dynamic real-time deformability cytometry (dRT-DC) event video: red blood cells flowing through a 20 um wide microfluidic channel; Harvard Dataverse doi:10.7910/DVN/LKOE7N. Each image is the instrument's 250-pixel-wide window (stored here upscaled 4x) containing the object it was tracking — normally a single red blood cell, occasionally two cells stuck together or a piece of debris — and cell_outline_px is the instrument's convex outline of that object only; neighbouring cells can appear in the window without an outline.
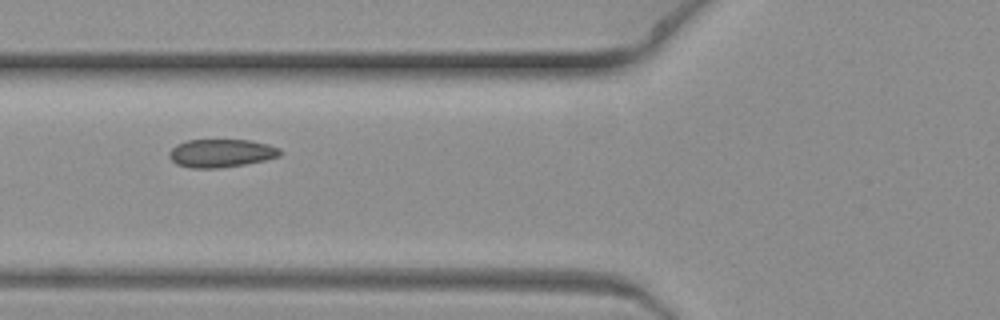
{"species": "common noctule bat (a hibernating species)", "species_latin": "Nyctalus noctula", "temperature_condition": "warm", "stored_images_in_passage": 10, "camera_frame_rate_fps": 3000, "um_per_image_px": 0.085, "animal": {"sex": "female", "body_mass_g": 19.3, "forearm_length_mm": 54.1}, "frame": {"image": 1, "passage_image": 7, "time_ms": 2.0, "image_size_px": [1000, 320], "cell_outline_px": [[284, 152], [280, 156], [264, 160], [244, 164], [220, 168], [192, 168], [176, 164], [168, 156], [168, 152], [176, 144], [188, 140], [252, 140], [268, 144], [280, 148]], "centroid_in_image_um": [18.81, 13.01], "position_along_channel_um": 107.0, "area_um2": 18.32}}
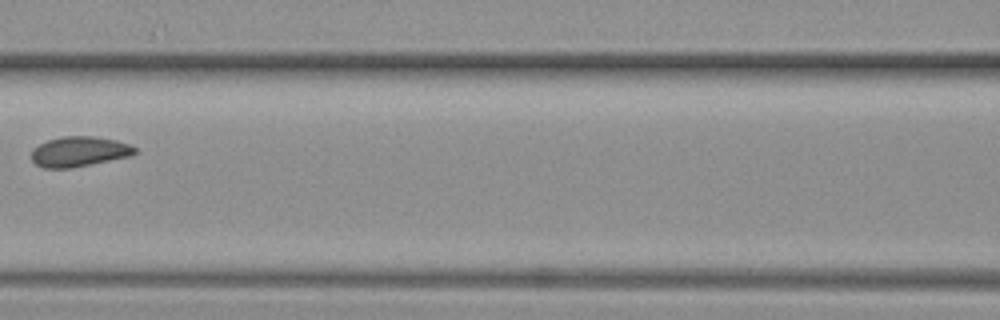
{"frame": {"image": 2, "passage_image": 8, "time_ms": 2.333, "image_size_px": [1000, 320], "cell_outline_px": [[136, 152], [132, 156], [72, 168], [44, 168], [36, 164], [32, 160], [32, 148], [48, 140], [64, 136], [92, 136], [116, 140], [128, 144], [136, 148]], "centroid_in_image_um": [6.74, 12.89], "position_along_channel_um": 159.9, "area_um2": 18.15}}
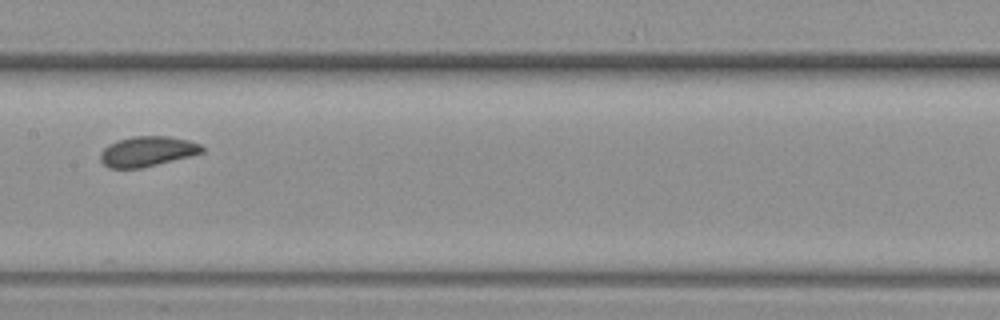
{"frame": {"image": 3, "passage_image": 9, "time_ms": 2.667, "image_size_px": [1000, 320], "cell_outline_px": [[204, 152], [140, 168], [108, 168], [100, 160], [100, 152], [108, 144], [116, 140], [132, 136], [168, 136], [188, 140], [200, 144], [204, 148]], "centroid_in_image_um": [12.48, 12.85], "position_along_channel_um": 194.9, "area_um2": 17.74}}